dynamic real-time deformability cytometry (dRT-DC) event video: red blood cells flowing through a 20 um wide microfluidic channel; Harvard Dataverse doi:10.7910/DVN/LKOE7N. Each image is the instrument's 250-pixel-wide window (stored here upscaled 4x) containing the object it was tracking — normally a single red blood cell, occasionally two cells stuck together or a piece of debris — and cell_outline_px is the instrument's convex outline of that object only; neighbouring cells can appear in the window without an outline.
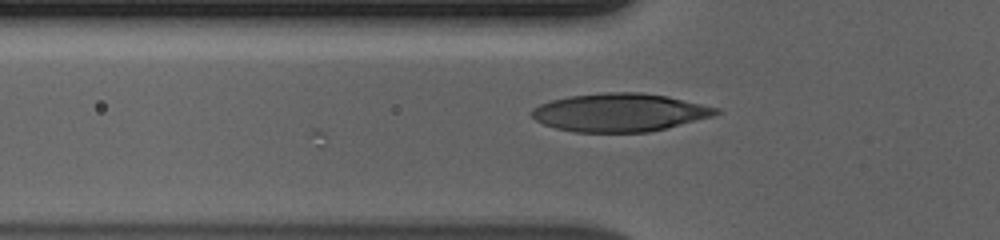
{"species": "human", "species_latin": "Homo sapiens", "temperature_condition": "cold", "stored_images_in_passage": 31, "camera_frame_rate_fps": 3000, "um_per_image_px": 0.085, "donor": {"sex": "male"}, "frame": {"image": 1, "passage_image": 3, "time_ms": 0.667, "image_size_px": [1000, 240], "cell_outline_px": [[724, 112], [712, 116], [648, 132], [572, 132], [556, 128], [544, 124], [536, 120], [528, 112], [532, 108], [540, 104], [552, 100], [568, 96], [604, 92], [640, 92], [668, 96], [720, 108]], "centroid_in_image_um": [52.66, 9.55], "position_along_channel_um": 73.1, "area_um2": 41.04}}
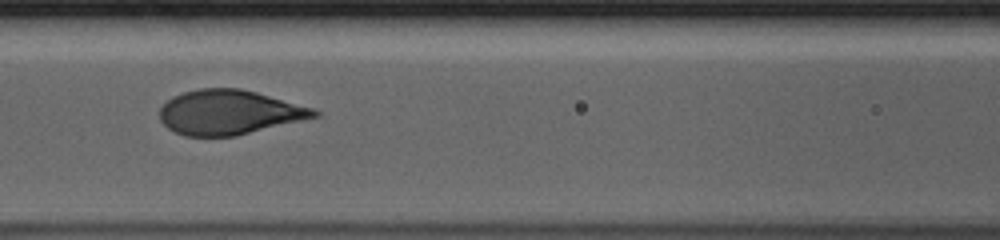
{"frame": {"image": 2, "passage_image": 9, "time_ms": 2.667, "image_size_px": [1000, 240], "cell_outline_px": [[320, 116], [236, 136], [184, 136], [168, 128], [160, 120], [160, 108], [172, 96], [184, 92], [200, 88], [240, 88], [256, 92], [316, 108], [320, 112]], "centroid_in_image_um": [19.51, 9.54], "position_along_channel_um": 147.1, "area_um2": 40.23}}
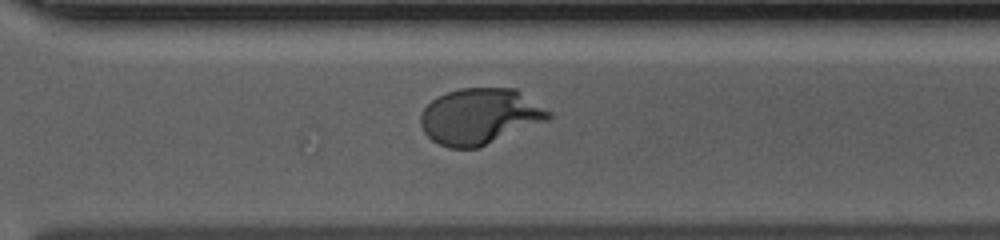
{"frame": {"image": 3, "passage_image": 24, "time_ms": 7.667, "image_size_px": [1000, 240], "cell_outline_px": [[552, 116], [548, 120], [476, 148], [448, 148], [432, 140], [424, 132], [420, 124], [420, 116], [424, 108], [436, 96], [460, 88], [516, 88], [552, 112]], "centroid_in_image_um": [40.78, 9.87], "position_along_channel_um": 329.8, "area_um2": 41.62}, "authors_computed_cell_mechanics": {"area_um2": 41.038, "velocity_mm_per_s": 3.6587, "shape_relaxation_time_tau1_ms": 3.64, "shape_relaxation_time_tau2_ms": null, "deformation_change_tau1": 0.1996, "deformation_change_tau2": null}}